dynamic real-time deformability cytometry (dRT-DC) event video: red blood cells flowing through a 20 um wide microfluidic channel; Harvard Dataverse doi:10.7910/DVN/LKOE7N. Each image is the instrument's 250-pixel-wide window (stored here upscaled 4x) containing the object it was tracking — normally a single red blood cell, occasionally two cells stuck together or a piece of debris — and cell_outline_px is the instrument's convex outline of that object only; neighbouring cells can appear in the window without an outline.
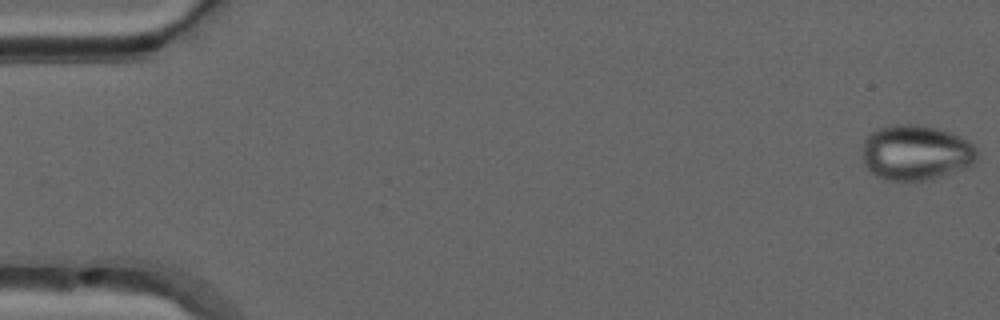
{"species": "common noctule bat (a hibernating species)", "species_latin": "Nyctalus noctula", "temperature_condition": "warm", "stored_images_in_passage": 51, "camera_frame_rate_fps": 3000, "um_per_image_px": 0.085, "animal": {"sex": "male", "forearm_length_mm": 52.5}, "frame": {"image": 1, "passage_image": 1, "time_ms": 0.0, "image_size_px": [1000, 320], "cell_outline_px": [[980, 152], [976, 160], [972, 164], [964, 168], [944, 176], [932, 180], [916, 184], [884, 180], [876, 176], [864, 164], [860, 148], [864, 140], [872, 132], [880, 128], [892, 124], [916, 124], [936, 128], [948, 132], [968, 140]], "centroid_in_image_um": [77.83, 13.02], "position_along_channel_um": 7.2, "area_um2": 37.97}}
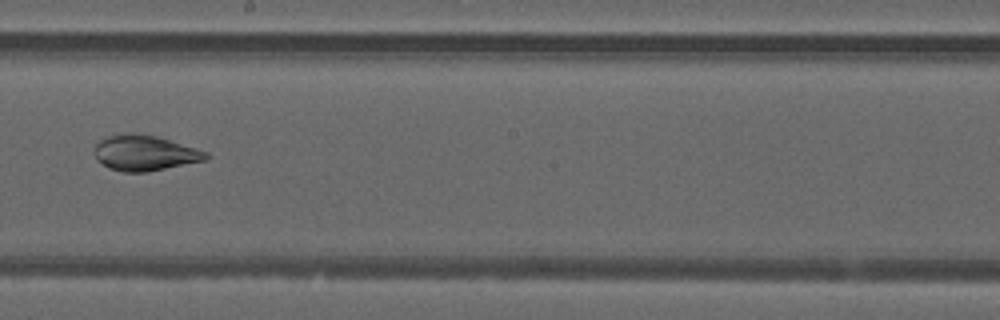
{"frame": {"image": 2, "passage_image": 29, "time_ms": 9.333, "image_size_px": [1000, 320], "cell_outline_px": [[212, 156], [204, 160], [144, 172], [124, 172], [108, 168], [96, 160], [96, 144], [100, 140], [108, 136], [128, 132], [132, 132], [156, 136], [196, 148], [208, 152]], "centroid_in_image_um": [12.29, 12.99], "position_along_channel_um": 235.9, "area_um2": 22.83}}
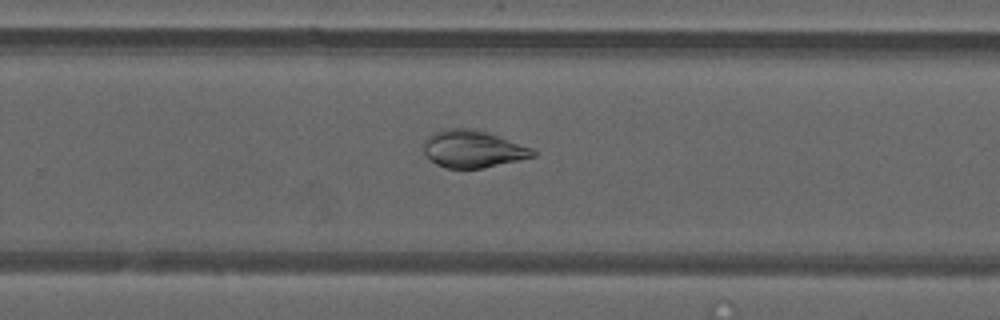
{"frame": {"image": 3, "passage_image": 33, "time_ms": 10.667, "image_size_px": [1000, 320], "cell_outline_px": [[536, 156], [520, 160], [484, 168], [448, 168], [436, 164], [424, 152], [424, 140], [428, 136], [436, 132], [448, 128], [468, 128], [488, 132], [532, 148], [536, 152]], "centroid_in_image_um": [40.21, 12.66], "position_along_channel_um": 289.6, "area_um2": 23.58}}